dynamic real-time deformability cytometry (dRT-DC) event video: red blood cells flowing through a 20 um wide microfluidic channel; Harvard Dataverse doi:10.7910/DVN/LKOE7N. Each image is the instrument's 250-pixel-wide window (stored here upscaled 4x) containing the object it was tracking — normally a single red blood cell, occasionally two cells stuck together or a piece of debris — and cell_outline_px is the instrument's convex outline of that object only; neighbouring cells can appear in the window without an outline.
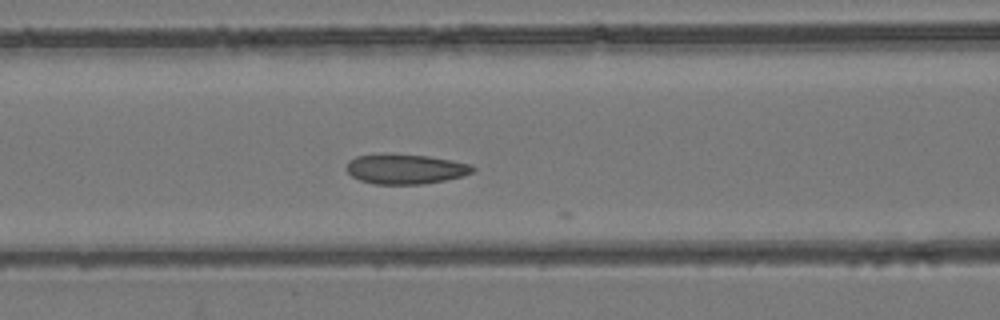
{"species": "common noctule bat (a hibernating species)", "species_latin": "Nyctalus noctula", "temperature_condition": "room temperature", "stored_images_in_passage": 23, "camera_frame_rate_fps": 3000, "um_per_image_px": 0.085, "animal": {"sex": "female", "body_mass_g": 24.6, "forearm_length_mm": 56.2}, "frame": {"image": 1, "passage_image": 22, "time_ms": 7.0, "image_size_px": [1000, 320], "cell_outline_px": [[476, 168], [472, 172], [464, 176], [444, 180], [420, 184], [376, 184], [360, 180], [352, 176], [348, 172], [348, 160], [356, 156], [428, 156], [468, 164]], "centroid_in_image_um": [34.48, 14.4], "position_along_channel_um": 132.1, "area_um2": 20.98}}